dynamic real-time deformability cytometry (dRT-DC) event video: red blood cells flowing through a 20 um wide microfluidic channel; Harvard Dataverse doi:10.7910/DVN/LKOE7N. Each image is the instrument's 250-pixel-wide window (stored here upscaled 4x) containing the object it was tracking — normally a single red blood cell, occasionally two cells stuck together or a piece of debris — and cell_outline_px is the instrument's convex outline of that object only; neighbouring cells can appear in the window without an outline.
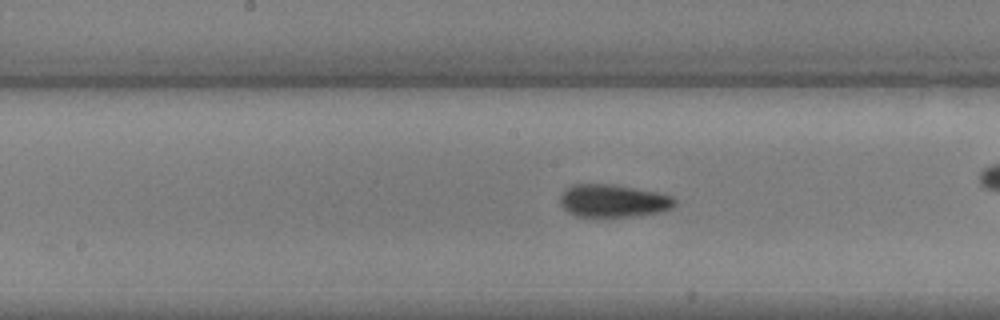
{"species": "common noctule bat (a hibernating species)", "species_latin": "Nyctalus noctula", "temperature_condition": "warm", "stored_images_in_passage": 29, "camera_frame_rate_fps": 3000, "um_per_image_px": 0.085, "animal": {"sex": "male", "body_mass_g": 17.9, "forearm_length_mm": 54.2}, "frame": {"image": 1, "passage_image": 16, "time_ms": 5.0, "image_size_px": [1000, 320], "cell_outline_px": [[676, 204], [672, 208], [656, 212], [632, 216], [576, 216], [568, 212], [560, 204], [560, 196], [572, 184], [616, 184], [660, 192], [672, 196], [676, 200]], "centroid_in_image_um": [52.14, 17.05], "position_along_channel_um": 196.1, "area_um2": 21.85}}
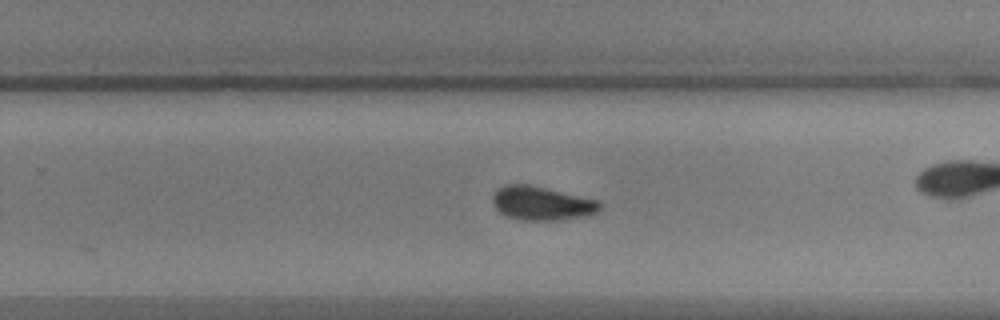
{"frame": {"image": 2, "passage_image": 23, "time_ms": 7.333, "image_size_px": [1000, 320], "cell_outline_px": [[600, 208], [596, 212], [584, 216], [556, 220], [520, 220], [508, 216], [500, 212], [492, 204], [492, 196], [504, 184], [528, 184], [600, 200]], "centroid_in_image_um": [46.03, 17.27], "position_along_channel_um": 283.8, "area_um2": 20.98}}
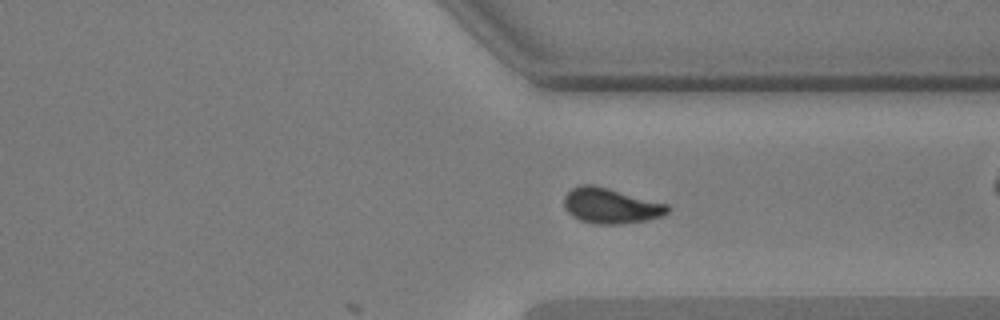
{"frame": {"image": 3, "passage_image": 29, "time_ms": 9.333, "image_size_px": [1000, 320], "cell_outline_px": [[668, 212], [664, 216], [648, 220], [624, 224], [596, 224], [580, 220], [572, 216], [564, 208], [564, 196], [572, 188], [580, 184], [596, 184], [668, 204]], "centroid_in_image_um": [51.91, 17.48], "position_along_channel_um": 359.5, "area_um2": 21.68}}